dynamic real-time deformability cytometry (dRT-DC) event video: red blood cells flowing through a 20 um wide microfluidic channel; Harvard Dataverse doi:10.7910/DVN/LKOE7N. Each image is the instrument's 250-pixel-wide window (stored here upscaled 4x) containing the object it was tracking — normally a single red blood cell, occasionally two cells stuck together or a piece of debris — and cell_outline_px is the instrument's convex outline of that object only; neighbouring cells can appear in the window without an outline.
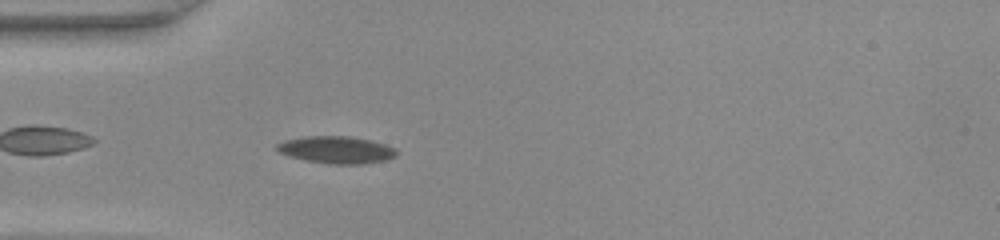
{"species": "common noctule bat (a hibernating species)", "species_latin": "Nyctalus noctula", "temperature_condition": "warm", "stored_images_in_passage": 27, "camera_frame_rate_fps": 3000, "um_per_image_px": 0.085, "animal": {"sex": "female", "body_mass_g": 22.0, "forearm_length_mm": 56.7}, "frame": {"image": 1, "passage_image": 4, "time_ms": 1.0, "image_size_px": [1000, 240], "cell_outline_px": [[396, 156], [384, 160], [364, 164], [328, 164], [304, 160], [280, 152], [276, 148], [276, 144], [284, 140], [308, 136], [348, 136], [368, 140], [384, 144], [396, 148]], "centroid_in_image_um": [28.59, 12.74], "position_along_channel_um": 56.4, "area_um2": 18.79}}
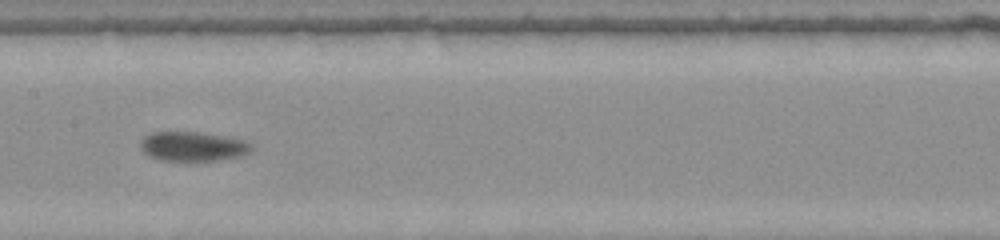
{"frame": {"image": 2, "passage_image": 14, "time_ms": 4.333, "image_size_px": [1000, 240], "cell_outline_px": [[252, 152], [244, 156], [196, 164], [188, 164], [160, 160], [148, 156], [144, 152], [140, 144], [144, 136], [152, 132], [200, 132], [244, 140], [252, 144]], "centroid_in_image_um": [16.42, 12.51], "position_along_channel_um": 191.0, "area_um2": 20.06}}
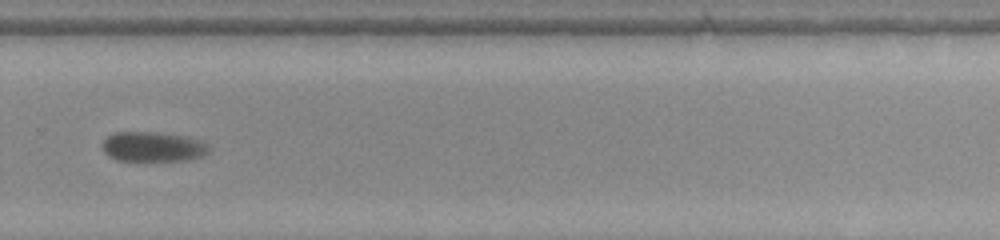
{"frame": {"image": 3, "passage_image": 23, "time_ms": 7.333, "image_size_px": [1000, 240], "cell_outline_px": [[208, 152], [200, 156], [188, 160], [116, 160], [108, 156], [104, 152], [104, 140], [108, 136], [116, 132], [156, 132], [188, 136], [200, 140], [208, 144]], "centroid_in_image_um": [13.01, 12.46], "position_along_channel_um": 316.8, "area_um2": 18.38}}